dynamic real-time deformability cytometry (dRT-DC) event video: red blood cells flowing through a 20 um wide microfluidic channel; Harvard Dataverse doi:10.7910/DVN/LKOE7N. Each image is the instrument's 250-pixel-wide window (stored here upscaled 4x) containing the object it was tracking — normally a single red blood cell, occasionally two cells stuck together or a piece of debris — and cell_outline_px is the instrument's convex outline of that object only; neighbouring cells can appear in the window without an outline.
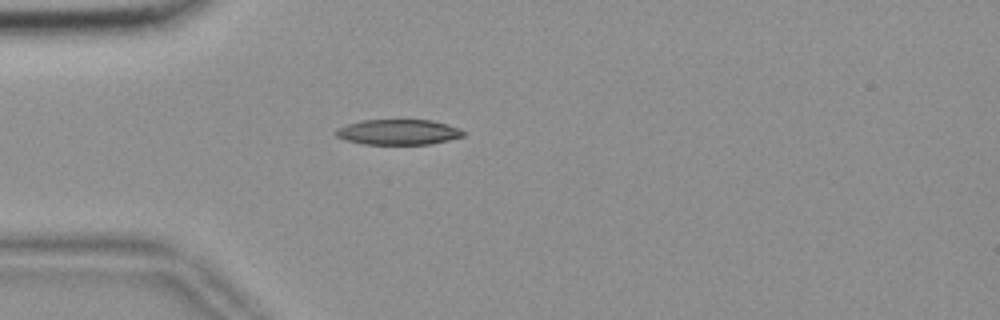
{"species": "common noctule bat (a hibernating species)", "species_latin": "Nyctalus noctula", "temperature_condition": "room temperature", "stored_images_in_passage": 42, "camera_frame_rate_fps": 3000, "um_per_image_px": 0.085, "animal": {"sex": "female", "body_mass_g": 18.4}, "frame": {"image": 1, "passage_image": 2, "time_ms": 0.333, "image_size_px": [1000, 320], "cell_outline_px": [[464, 136], [432, 144], [364, 144], [348, 140], [336, 136], [336, 128], [348, 124], [364, 120], [432, 120], [448, 124], [460, 128], [464, 132]], "centroid_in_image_um": [33.9, 11.22], "position_along_channel_um": 51.1, "area_um2": 18.73}}
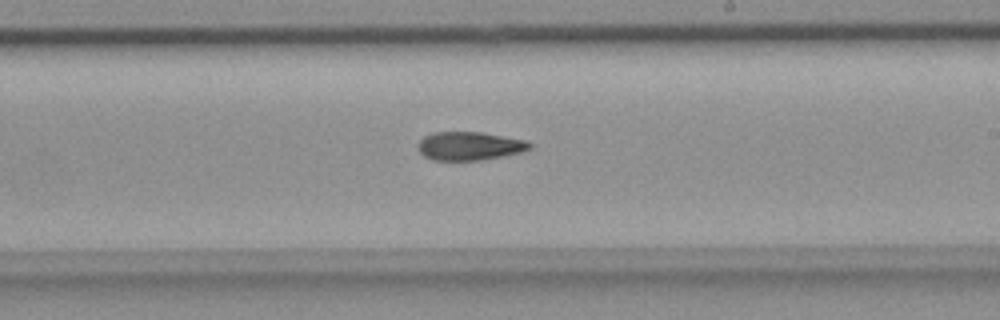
{"frame": {"image": 2, "passage_image": 19, "time_ms": 6.0, "image_size_px": [1000, 320], "cell_outline_px": [[532, 148], [520, 152], [484, 160], [432, 160], [424, 156], [416, 148], [416, 144], [424, 136], [432, 132], [480, 132], [524, 140], [532, 144]], "centroid_in_image_um": [39.85, 12.41], "position_along_channel_um": 249.1, "area_um2": 18.55}}
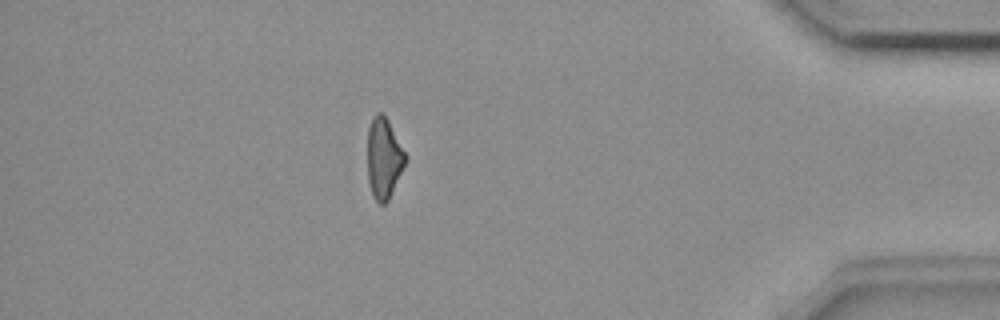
{"frame": {"image": 3, "passage_image": 35, "time_ms": 11.333, "image_size_px": [1000, 320], "cell_outline_px": [[408, 156], [388, 200], [384, 204], [380, 204], [372, 196], [368, 184], [368, 128], [372, 116], [376, 112], [380, 112], [388, 120]], "centroid_in_image_um": [32.61, 13.43], "position_along_channel_um": 402.6, "area_um2": 17.8}, "authors_computed_cell_mechanics": {"area_um2": 18.785, "velocity_mm_per_s": 3.6817, "shape_relaxation_time_tau1_ms": null, "shape_relaxation_time_tau2_ms": 5.0526, "deformation_change_tau1": null, "deformation_change_tau2": 0.1393}}